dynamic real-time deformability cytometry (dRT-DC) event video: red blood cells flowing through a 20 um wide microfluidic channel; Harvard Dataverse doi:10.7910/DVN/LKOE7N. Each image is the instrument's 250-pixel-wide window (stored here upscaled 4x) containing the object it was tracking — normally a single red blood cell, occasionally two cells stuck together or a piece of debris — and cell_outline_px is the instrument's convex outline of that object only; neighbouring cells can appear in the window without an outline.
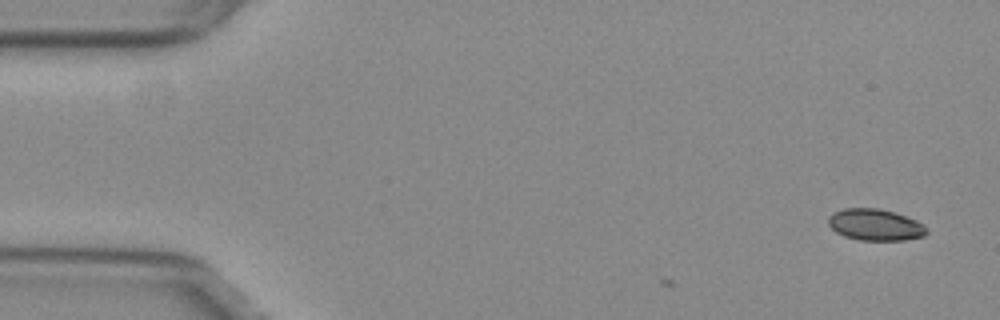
{"species": "common noctule bat (a hibernating species)", "species_latin": "Nyctalus noctula", "temperature_condition": "warm", "stored_images_in_passage": 3, "camera_frame_rate_fps": 3000, "um_per_image_px": 0.085, "animal": {"sex": "female", "body_mass_g": 29.2, "forearm_length_mm": 56.3}, "frame": {"image": 1, "passage_image": 3, "time_ms": 0.667, "image_size_px": [1000, 320], "cell_outline_px": [[928, 232], [924, 236], [904, 240], [860, 240], [844, 236], [836, 232], [828, 224], [828, 216], [832, 212], [844, 208], [880, 208], [916, 220], [924, 224], [928, 228]], "centroid_in_image_um": [74.39, 19.1], "position_along_channel_um": 10.6, "area_um2": 18.15}}